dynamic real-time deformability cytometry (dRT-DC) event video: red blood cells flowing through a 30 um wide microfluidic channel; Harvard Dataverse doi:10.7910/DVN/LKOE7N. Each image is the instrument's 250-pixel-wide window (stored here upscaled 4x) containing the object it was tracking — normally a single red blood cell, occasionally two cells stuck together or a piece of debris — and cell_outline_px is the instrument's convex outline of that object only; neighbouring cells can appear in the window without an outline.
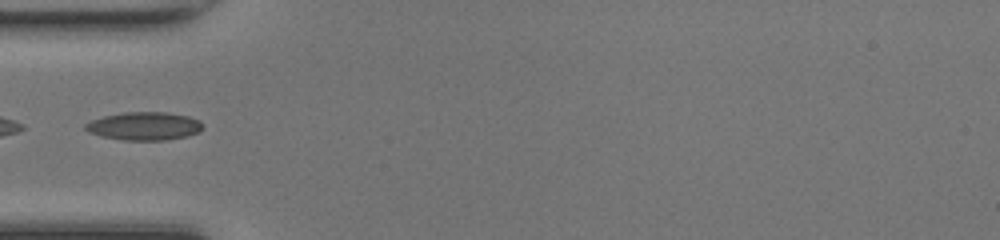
{"species": "common noctule bat (a hibernating species)", "species_latin": "Nyctalus noctula", "temperature_condition": "room temperature", "stored_images_in_passage": 14, "camera_frame_rate_fps": 3000, "um_per_image_px": 0.085, "animal": {"sex": "female", "body_mass_g": 17.0, "forearm_length_mm": 48.0}, "frame": {"image": 1, "passage_image": 1, "time_ms": 0.0, "image_size_px": [1000, 240], "cell_outline_px": [[204, 128], [200, 132], [188, 136], [164, 140], [124, 140], [100, 136], [88, 132], [84, 128], [84, 124], [92, 120], [104, 116], [124, 112], [164, 112], [188, 116], [200, 120], [204, 124]], "centroid_in_image_um": [12.29, 10.72], "position_along_channel_um": 72.7, "area_um2": 19.42}}